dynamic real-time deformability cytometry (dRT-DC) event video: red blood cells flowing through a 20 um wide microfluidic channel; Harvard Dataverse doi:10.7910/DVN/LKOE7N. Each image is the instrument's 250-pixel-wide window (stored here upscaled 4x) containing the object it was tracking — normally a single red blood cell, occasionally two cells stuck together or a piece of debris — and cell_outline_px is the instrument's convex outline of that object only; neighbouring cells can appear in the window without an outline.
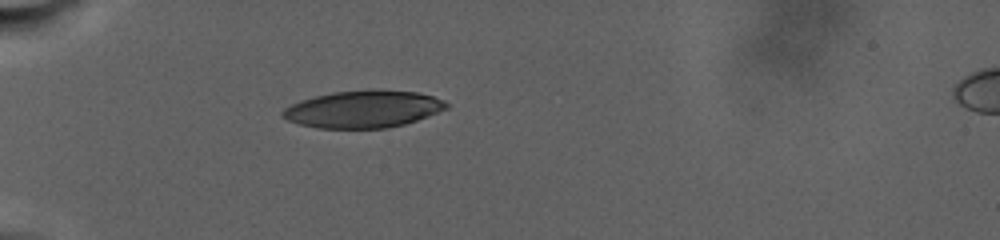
{"species": "human", "species_latin": "Homo sapiens", "temperature_condition": "warm", "stored_images_in_passage": 55, "camera_frame_rate_fps": 3000, "um_per_image_px": 0.085, "donor": {"sex": "male"}, "frame": {"image": 1, "passage_image": 1, "time_ms": 0.0, "image_size_px": [1000, 240], "cell_outline_px": [[448, 108], [428, 116], [404, 124], [388, 128], [320, 128], [300, 124], [288, 120], [280, 116], [280, 112], [284, 108], [300, 100], [332, 92], [368, 88], [380, 88], [416, 92], [432, 96], [444, 100], [448, 104]], "centroid_in_image_um": [30.88, 9.25], "position_along_channel_um": 54.1, "area_um2": 35.89}}
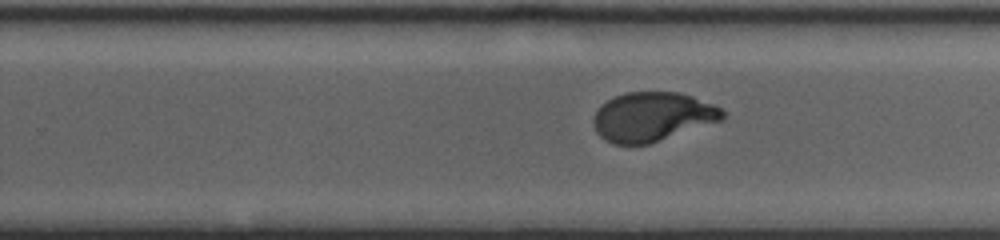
{"frame": {"image": 2, "passage_image": 23, "time_ms": 10.333, "image_size_px": [1000, 240], "cell_outline_px": [[728, 116], [724, 120], [648, 144], [612, 144], [604, 140], [596, 132], [592, 124], [592, 120], [600, 104], [616, 96], [628, 92], [680, 92], [692, 96], [712, 104], [720, 108]], "centroid_in_image_um": [55.45, 9.93], "position_along_channel_um": 274.3, "area_um2": 37.17}}
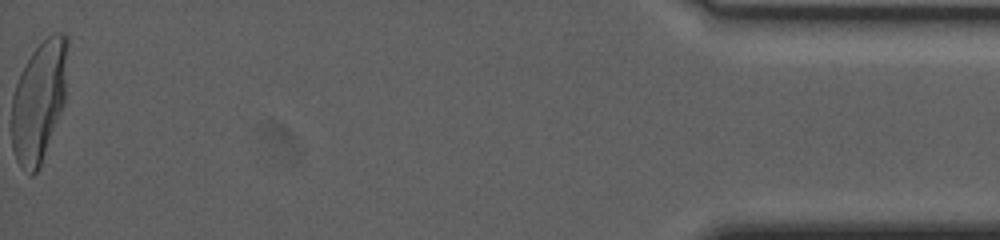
{"frame": {"image": 3, "passage_image": 55, "time_ms": 20.333, "image_size_px": [1000, 240], "cell_outline_px": [[68, 44], [64, 104], [40, 168], [32, 176], [16, 160], [12, 148], [12, 96], [20, 72], [32, 52], [52, 32], [64, 32], [68, 36]], "centroid_in_image_um": [3.32, 8.58], "position_along_channel_um": 431.9, "area_um2": 39.48}, "authors_computed_cell_mechanics": {"area_um2": 37.8012, "velocity_mm_per_s": 2.3849, "shape_relaxation_time_tau1_ms": 6.9331, "shape_relaxation_time_tau2_ms": null, "deformation_change_tau1": 0.2218, "deformation_change_tau2": null}}